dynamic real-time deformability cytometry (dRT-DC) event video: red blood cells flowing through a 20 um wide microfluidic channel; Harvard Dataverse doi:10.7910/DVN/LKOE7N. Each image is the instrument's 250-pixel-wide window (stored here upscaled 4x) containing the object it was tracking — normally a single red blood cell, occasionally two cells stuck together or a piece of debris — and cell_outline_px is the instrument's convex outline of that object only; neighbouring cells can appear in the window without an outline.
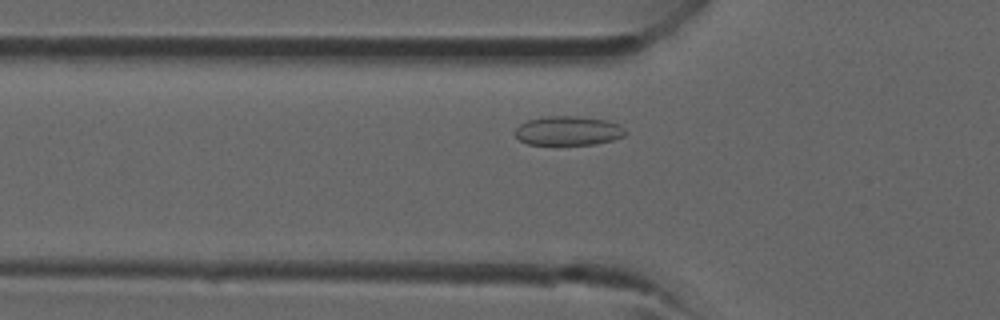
{"species": "common noctule bat (a hibernating species)", "species_latin": "Nyctalus noctula", "temperature_condition": "room temperature", "stored_images_in_passage": 28, "camera_frame_rate_fps": 3000, "um_per_image_px": 0.085, "animal": {"sex": "male", "forearm_length_mm": 52.5}, "frame": {"image": 1, "passage_image": 6, "time_ms": 1.667, "image_size_px": [1000, 320], "cell_outline_px": [[628, 132], [624, 136], [612, 140], [596, 144], [528, 144], [520, 140], [516, 136], [516, 128], [520, 124], [528, 120], [544, 116], [580, 116], [608, 120], [620, 124]], "centroid_in_image_um": [48.35, 11.1], "position_along_channel_um": 77.5, "area_um2": 18.84}}
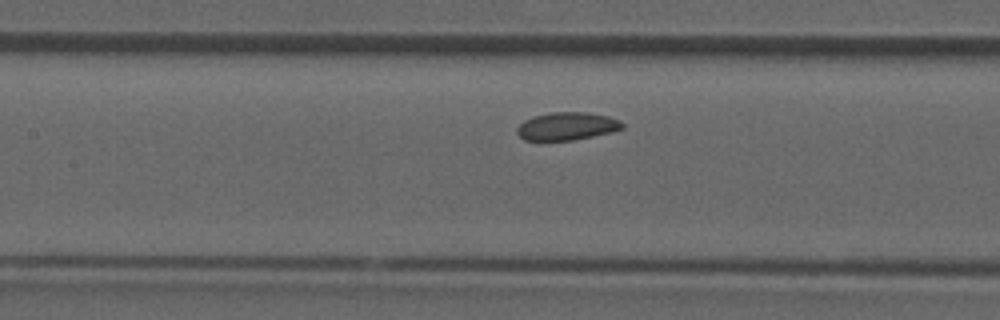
{"frame": {"image": 2, "passage_image": 11, "time_ms": 3.333, "image_size_px": [1000, 320], "cell_outline_px": [[624, 128], [612, 132], [572, 140], [524, 140], [516, 132], [516, 128], [524, 120], [532, 116], [548, 112], [588, 112], [608, 116], [620, 120], [624, 124]], "centroid_in_image_um": [48.19, 10.71], "position_along_channel_um": 159.2, "area_um2": 17.22}}
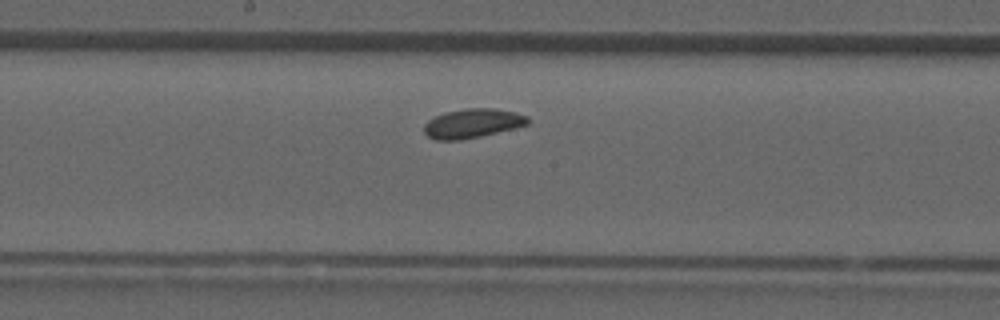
{"frame": {"image": 3, "passage_image": 14, "time_ms": 4.333, "image_size_px": [1000, 320], "cell_outline_px": [[532, 120], [528, 124], [480, 136], [460, 140], [436, 140], [428, 136], [424, 132], [424, 124], [428, 120], [444, 112], [464, 108], [496, 108], [516, 112], [528, 116]], "centroid_in_image_um": [40.17, 10.47], "position_along_channel_um": 208.0, "area_um2": 17.69}}